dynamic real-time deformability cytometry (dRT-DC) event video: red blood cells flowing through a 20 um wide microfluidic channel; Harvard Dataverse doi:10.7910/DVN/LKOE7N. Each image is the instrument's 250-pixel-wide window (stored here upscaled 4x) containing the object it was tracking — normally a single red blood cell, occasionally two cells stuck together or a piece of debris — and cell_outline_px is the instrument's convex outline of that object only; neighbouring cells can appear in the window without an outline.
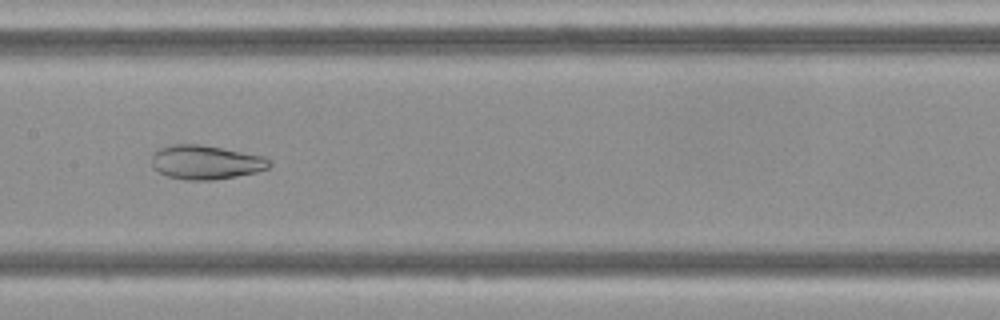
{"species": "Egyptian fruit bat (a non-hibernating species)", "species_latin": "Rousettus aegyptiacus", "temperature_condition": "cold", "stored_images_in_passage": 36, "camera_frame_rate_fps": 3000, "um_per_image_px": 0.085, "frame": {"image": 1, "passage_image": 11, "time_ms": 3.333, "image_size_px": [1000, 320], "cell_outline_px": [[272, 164], [268, 168], [256, 172], [236, 176], [212, 180], [184, 180], [168, 176], [152, 168], [152, 156], [160, 148], [172, 144], [200, 144], [268, 156], [272, 160]], "centroid_in_image_um": [17.54, 13.78], "position_along_channel_um": 189.9, "area_um2": 23.58}}
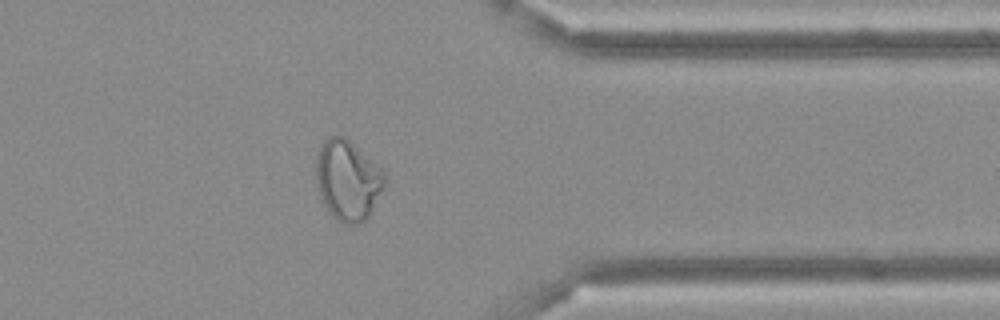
{"frame": {"image": 2, "passage_image": 26, "time_ms": 8.333, "image_size_px": [1000, 320], "cell_outline_px": [[384, 184], [368, 216], [360, 224], [344, 224], [332, 216], [328, 212], [320, 196], [316, 180], [316, 156], [324, 140], [328, 136], [344, 136], [380, 168], [384, 172]], "centroid_in_image_um": [29.51, 15.32], "position_along_channel_um": 381.9, "area_um2": 31.5}}
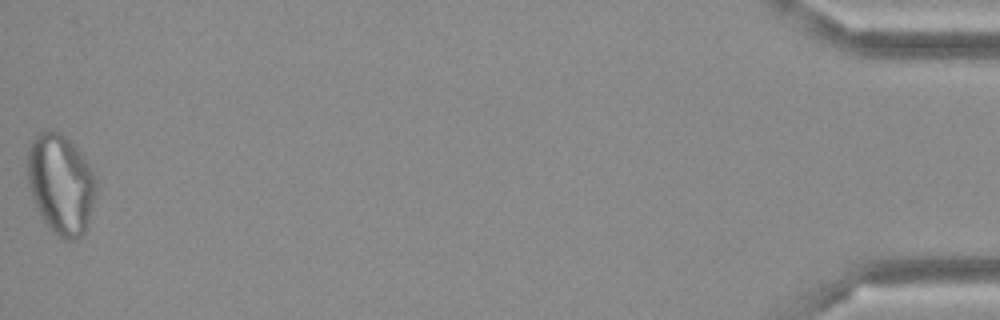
{"frame": {"image": 3, "passage_image": 36, "time_ms": 11.667, "image_size_px": [1000, 320], "cell_outline_px": [[96, 188], [88, 228], [76, 240], [64, 240], [56, 236], [44, 220], [28, 188], [28, 148], [36, 132], [48, 128], [52, 128], [64, 136], [84, 156], [96, 176]], "centroid_in_image_um": [5.17, 15.63], "position_along_channel_um": 430.0, "area_um2": 40.23}}